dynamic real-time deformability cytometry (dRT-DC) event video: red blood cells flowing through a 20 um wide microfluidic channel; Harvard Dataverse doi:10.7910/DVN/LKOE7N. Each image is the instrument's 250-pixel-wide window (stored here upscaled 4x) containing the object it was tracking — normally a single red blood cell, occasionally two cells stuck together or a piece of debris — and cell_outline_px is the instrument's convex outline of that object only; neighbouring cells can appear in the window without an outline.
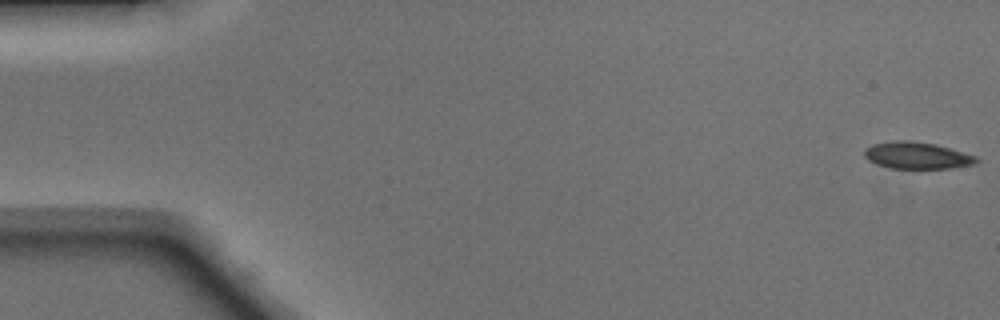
{"species": "Egyptian fruit bat (a non-hibernating species)", "species_latin": "Rousettus aegyptiacus", "temperature_condition": "warm", "stored_images_in_passage": 49, "camera_frame_rate_fps": 3000, "um_per_image_px": 0.085, "animal": {"sex": "male"}, "frame": {"image": 1, "passage_image": 1, "time_ms": 0.0, "image_size_px": [1000, 320], "cell_outline_px": [[980, 160], [976, 164], [952, 168], [892, 168], [876, 164], [868, 160], [864, 156], [864, 148], [872, 144], [896, 140], [908, 140], [936, 144], [976, 156]], "centroid_in_image_um": [77.93, 13.21], "position_along_channel_um": 7.1, "area_um2": 17.57}}
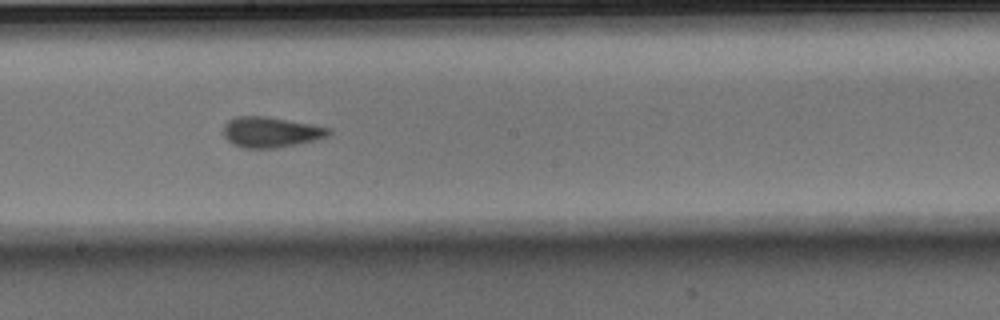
{"frame": {"image": 2, "passage_image": 27, "time_ms": 8.667, "image_size_px": [1000, 320], "cell_outline_px": [[332, 132], [328, 136], [316, 140], [276, 148], [244, 148], [232, 144], [224, 136], [224, 124], [228, 120], [236, 116], [264, 116], [312, 124], [332, 128]], "centroid_in_image_um": [23.03, 11.23], "position_along_channel_um": 225.2, "area_um2": 18.79}}
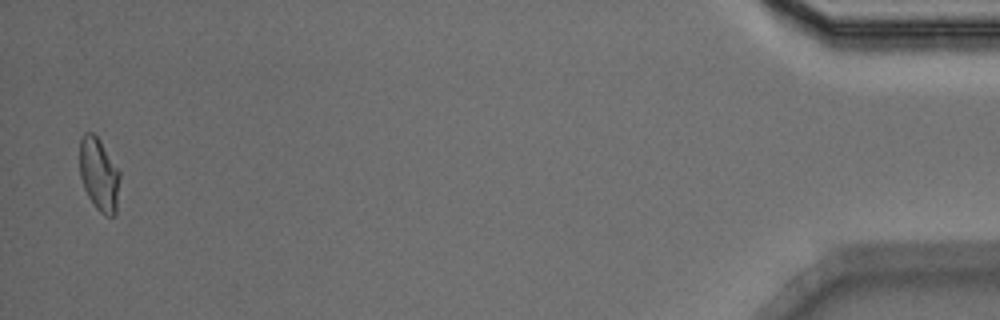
{"frame": {"image": 3, "passage_image": 48, "time_ms": 15.667, "image_size_px": [1000, 320], "cell_outline_px": [[120, 176], [116, 216], [104, 216], [96, 208], [88, 196], [84, 188], [80, 176], [80, 140], [84, 132], [92, 132], [100, 140], [120, 172]], "centroid_in_image_um": [8.42, 14.85], "position_along_channel_um": 426.8, "area_um2": 17.17}, "authors_computed_cell_mechanics": {"area_um2": 18.0336, "velocity_mm_per_s": 4.1549, "shape_relaxation_time_tau1_ms": 6.3148, "shape_relaxation_time_tau2_ms": 1.4106, "deformation_change_tau1": 0.1616, "deformation_change_tau2": 0.0779}}